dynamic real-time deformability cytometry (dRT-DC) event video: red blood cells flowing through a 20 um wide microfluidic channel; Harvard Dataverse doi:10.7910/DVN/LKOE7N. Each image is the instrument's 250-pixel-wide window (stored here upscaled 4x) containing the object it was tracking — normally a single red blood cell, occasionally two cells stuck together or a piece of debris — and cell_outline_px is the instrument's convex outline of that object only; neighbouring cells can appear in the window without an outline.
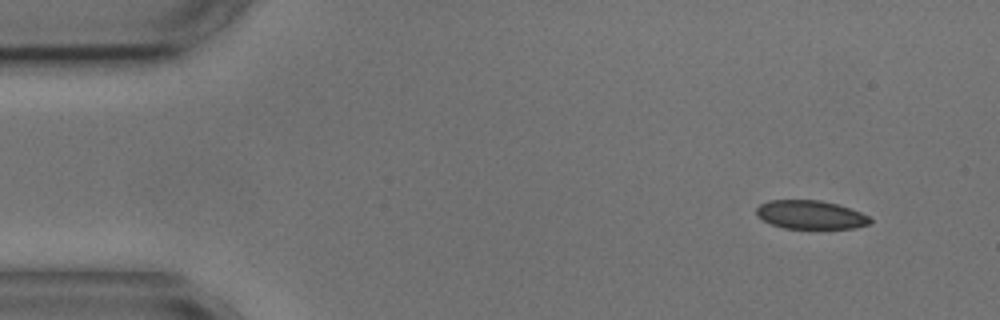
{"species": "common noctule bat (a hibernating species)", "species_latin": "Nyctalus noctula", "temperature_condition": "cold", "stored_images_in_passage": 4, "camera_frame_rate_fps": 3000, "um_per_image_px": 0.085, "animal": {"sex": "male", "body_mass_g": 17.9, "forearm_length_mm": 54.2}, "frame": {"image": 1, "passage_image": 1, "time_ms": 0.0, "image_size_px": [1000, 320], "cell_outline_px": [[872, 220], [868, 224], [856, 228], [784, 228], [772, 224], [756, 216], [756, 208], [760, 204], [768, 200], [820, 200], [836, 204], [860, 212], [868, 216]], "centroid_in_image_um": [68.86, 18.25], "position_along_channel_um": 16.1, "area_um2": 18.79}}
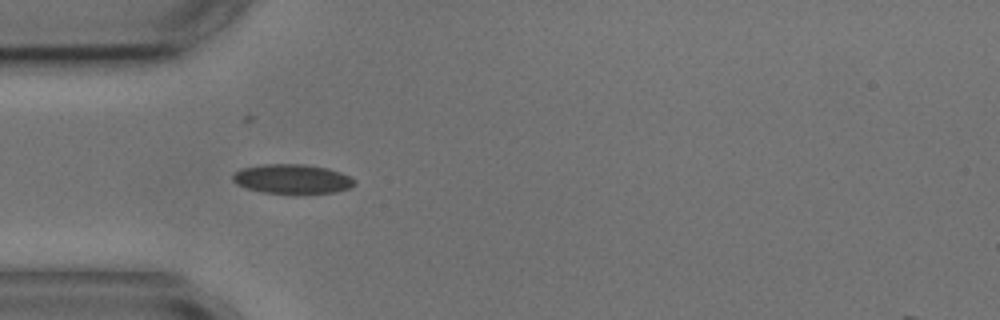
{"frame": {"image": 2, "passage_image": 4, "time_ms": 3.667, "image_size_px": [1000, 320], "cell_outline_px": [[356, 184], [352, 188], [336, 192], [300, 196], [292, 196], [264, 192], [248, 188], [236, 184], [232, 180], [232, 176], [240, 168], [260, 164], [304, 164], [328, 168], [352, 176], [356, 180]], "centroid_in_image_um": [24.9, 15.25], "position_along_channel_um": 60.1, "area_um2": 21.91}}